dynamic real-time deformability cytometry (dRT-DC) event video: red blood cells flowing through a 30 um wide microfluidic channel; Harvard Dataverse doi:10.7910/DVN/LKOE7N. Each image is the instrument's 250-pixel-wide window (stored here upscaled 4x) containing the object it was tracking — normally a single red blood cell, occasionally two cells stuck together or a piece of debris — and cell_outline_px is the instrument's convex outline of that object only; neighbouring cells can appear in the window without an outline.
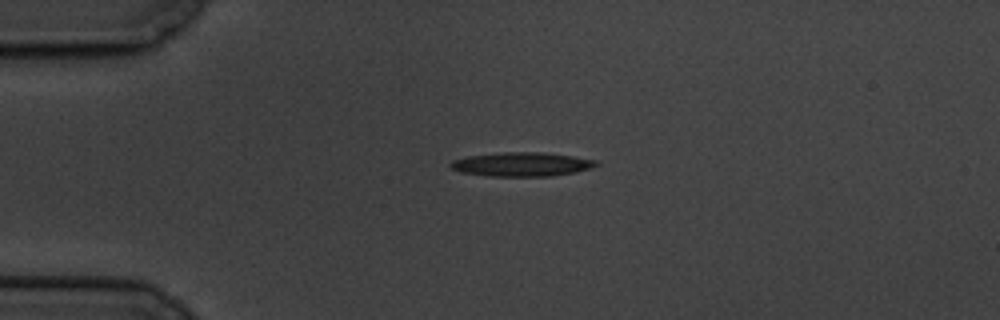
{"species": "common noctule bat (a hibernating species)", "species_latin": "Nyctalus noctula", "temperature_condition": "cold", "stored_images_in_passage": 1, "camera_frame_rate_fps": 3000, "um_per_image_px": 0.085, "animal": {"sex": "male", "body_mass_g": 19.5, "forearm_length_mm": 54.6}, "frame": {"image": 1, "passage_image": 1, "time_ms": 0.0, "image_size_px": [1000, 320], "cell_outline_px": [[600, 164], [576, 172], [552, 176], [488, 176], [460, 172], [452, 168], [448, 164], [452, 160], [468, 156], [504, 152], [544, 152], [572, 156], [596, 160]], "centroid_in_image_um": [44.33, 13.96], "position_along_channel_um": 40.7, "area_um2": 20.35}}